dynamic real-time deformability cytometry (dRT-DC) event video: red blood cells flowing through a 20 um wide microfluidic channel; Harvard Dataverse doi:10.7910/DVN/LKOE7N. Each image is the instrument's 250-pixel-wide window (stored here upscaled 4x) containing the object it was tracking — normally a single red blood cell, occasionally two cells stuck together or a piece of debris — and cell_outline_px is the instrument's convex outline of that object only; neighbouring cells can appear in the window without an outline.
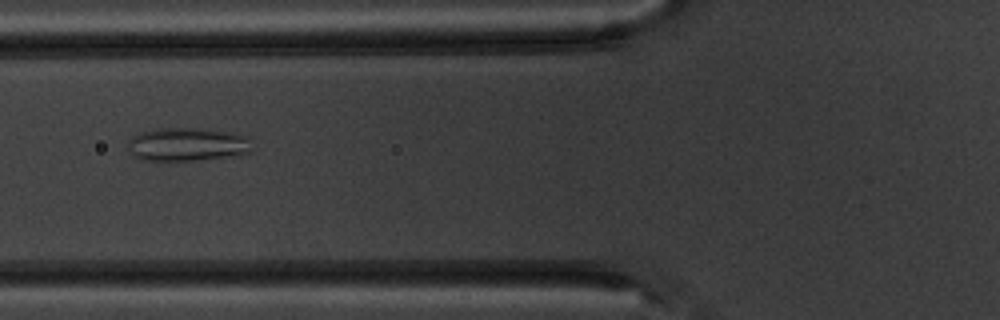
{"species": "common noctule bat (a hibernating species)", "species_latin": "Nyctalus noctula", "temperature_condition": "warm", "stored_images_in_passage": 4, "camera_frame_rate_fps": 3000, "um_per_image_px": 0.085, "animal": {"sex": "male", "body_mass_g": 20.1, "forearm_length_mm": 53.5}, "frame": {"image": 1, "passage_image": 2, "time_ms": 1.333, "image_size_px": [1000, 320], "cell_outline_px": [[252, 152], [236, 156], [192, 160], [144, 160], [132, 156], [128, 144], [128, 140], [132, 136], [140, 132], [156, 128], [200, 128], [232, 132], [252, 136]], "centroid_in_image_um": [15.99, 12.26], "position_along_channel_um": 109.8, "area_um2": 24.68}}